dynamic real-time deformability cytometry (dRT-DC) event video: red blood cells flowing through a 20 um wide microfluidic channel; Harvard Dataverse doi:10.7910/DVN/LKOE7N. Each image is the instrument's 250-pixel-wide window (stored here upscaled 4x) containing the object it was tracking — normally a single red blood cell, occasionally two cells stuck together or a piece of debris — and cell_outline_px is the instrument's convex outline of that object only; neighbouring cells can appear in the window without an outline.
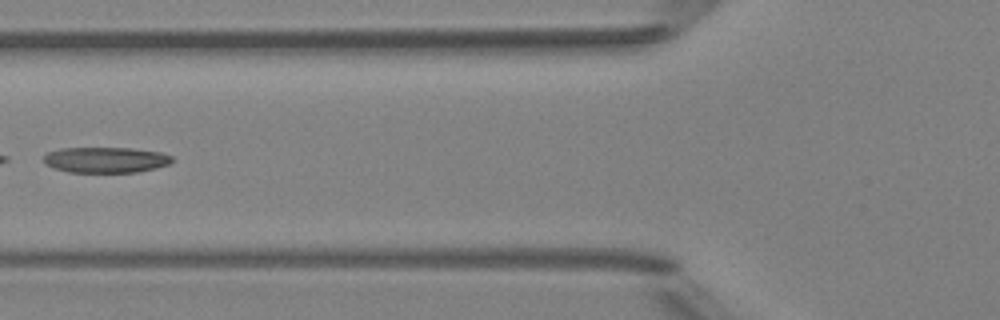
{"species": "Egyptian fruit bat (a non-hibernating species)", "species_latin": "Rousettus aegyptiacus", "temperature_condition": "room temperature", "stored_images_in_passage": 6, "segment_of_instrument_passage": [2, 2], "camera_frame_rate_fps": 3000, "um_per_image_px": 0.085, "animal": {"sex": "female"}, "frame": {"image": 1, "passage_image": 6, "time_ms": 5.667, "image_size_px": [1000, 320], "cell_outline_px": [[172, 160], [168, 164], [156, 168], [136, 172], [68, 172], [52, 168], [44, 164], [44, 156], [48, 152], [60, 148], [132, 148], [160, 152], [172, 156]], "centroid_in_image_um": [8.95, 13.59], "position_along_channel_um": 116.9, "area_um2": 19.25}}